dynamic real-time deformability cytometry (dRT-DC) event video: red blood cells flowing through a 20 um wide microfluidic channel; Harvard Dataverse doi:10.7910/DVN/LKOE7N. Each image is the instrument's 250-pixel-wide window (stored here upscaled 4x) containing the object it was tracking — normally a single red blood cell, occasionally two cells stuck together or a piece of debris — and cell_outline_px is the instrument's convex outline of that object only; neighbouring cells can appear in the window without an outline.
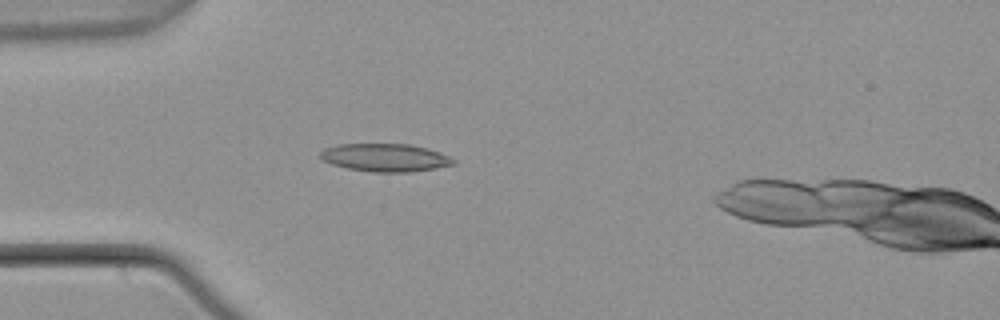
{"species": "common noctule bat (a hibernating species)", "species_latin": "Nyctalus noctula", "temperature_condition": "warm", "stored_images_in_passage": 5, "camera_frame_rate_fps": 3000, "um_per_image_px": 0.085, "animal": {"sex": "male", "body_mass_g": 21.5, "forearm_length_mm": 52.0}, "frame": {"image": 1, "passage_image": 4, "time_ms": 1.0, "image_size_px": [1000, 320], "cell_outline_px": [[456, 164], [436, 168], [412, 172], [372, 172], [348, 168], [332, 164], [324, 160], [320, 156], [320, 152], [324, 148], [336, 144], [408, 144], [428, 148], [440, 152], [456, 160]], "centroid_in_image_um": [32.76, 13.39], "position_along_channel_um": 52.2, "area_um2": 21.73}}